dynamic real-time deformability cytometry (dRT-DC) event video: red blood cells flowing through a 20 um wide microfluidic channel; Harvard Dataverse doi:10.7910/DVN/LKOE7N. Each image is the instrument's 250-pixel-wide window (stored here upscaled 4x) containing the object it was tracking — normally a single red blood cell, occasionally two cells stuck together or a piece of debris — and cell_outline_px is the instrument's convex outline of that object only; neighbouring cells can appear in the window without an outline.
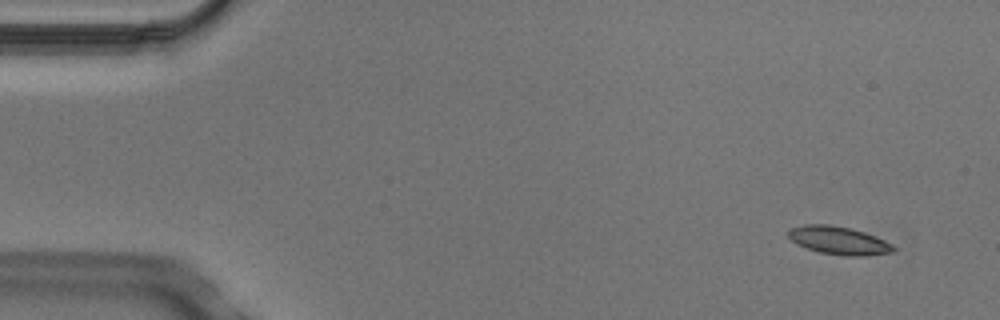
{"species": "Egyptian fruit bat (a non-hibernating species)", "species_latin": "Rousettus aegyptiacus", "temperature_condition": "cold", "stored_images_in_passage": 4, "camera_frame_rate_fps": 3000, "um_per_image_px": 0.085, "animal": {"sex": "male"}, "frame": {"image": 1, "passage_image": 1, "time_ms": 0.0, "image_size_px": [1000, 320], "cell_outline_px": [[896, 252], [864, 256], [844, 256], [820, 252], [796, 244], [788, 236], [788, 228], [804, 224], [828, 224], [852, 228], [876, 236], [892, 244], [896, 248]], "centroid_in_image_um": [71.31, 20.43], "position_along_channel_um": 13.7, "area_um2": 17.4}}
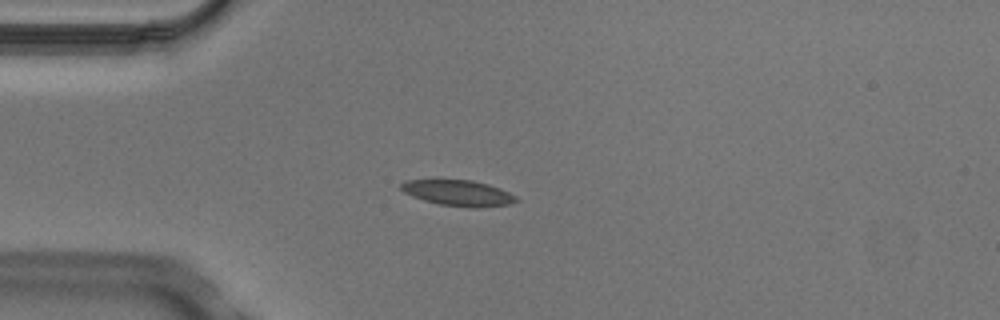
{"frame": {"image": 2, "passage_image": 4, "time_ms": 1.0, "image_size_px": [1000, 320], "cell_outline_px": [[520, 200], [508, 204], [476, 208], [468, 208], [440, 204], [424, 200], [412, 196], [404, 192], [400, 188], [400, 184], [404, 180], [472, 180], [488, 184], [500, 188], [516, 196]], "centroid_in_image_um": [38.95, 16.4], "position_along_channel_um": 46.0, "area_um2": 17.28}}